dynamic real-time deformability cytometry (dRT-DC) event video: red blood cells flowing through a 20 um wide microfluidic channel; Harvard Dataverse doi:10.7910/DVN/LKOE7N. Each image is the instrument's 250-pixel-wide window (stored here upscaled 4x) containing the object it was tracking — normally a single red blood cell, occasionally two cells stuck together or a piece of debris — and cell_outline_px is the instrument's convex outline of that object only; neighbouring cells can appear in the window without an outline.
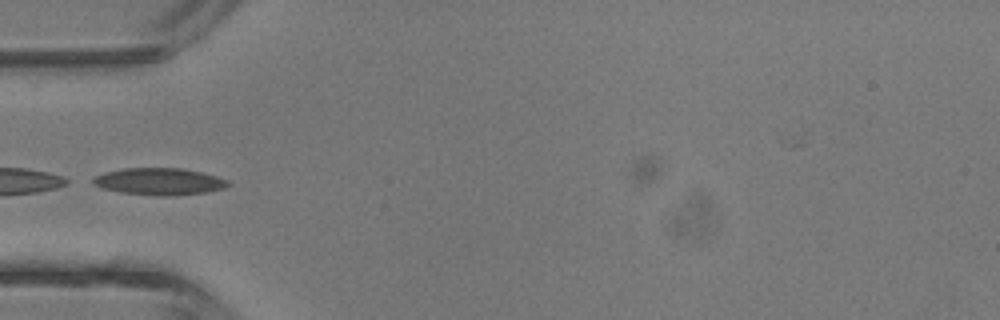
{"species": "common noctule bat (a hibernating species)", "species_latin": "Nyctalus noctula", "temperature_condition": "room temperature", "stored_images_in_passage": 3, "camera_frame_rate_fps": 3000, "um_per_image_px": 0.085, "animal": {"sex": "male", "body_mass_g": 13.3}, "frame": {"image": 1, "passage_image": 3, "time_ms": 2.333, "image_size_px": [1000, 320], "cell_outline_px": [[232, 184], [224, 188], [204, 192], [172, 196], [160, 196], [120, 192], [100, 188], [92, 184], [92, 180], [96, 176], [104, 172], [124, 168], [184, 168], [216, 176], [228, 180]], "centroid_in_image_um": [13.52, 15.42], "position_along_channel_um": 71.5, "area_um2": 21.27}}